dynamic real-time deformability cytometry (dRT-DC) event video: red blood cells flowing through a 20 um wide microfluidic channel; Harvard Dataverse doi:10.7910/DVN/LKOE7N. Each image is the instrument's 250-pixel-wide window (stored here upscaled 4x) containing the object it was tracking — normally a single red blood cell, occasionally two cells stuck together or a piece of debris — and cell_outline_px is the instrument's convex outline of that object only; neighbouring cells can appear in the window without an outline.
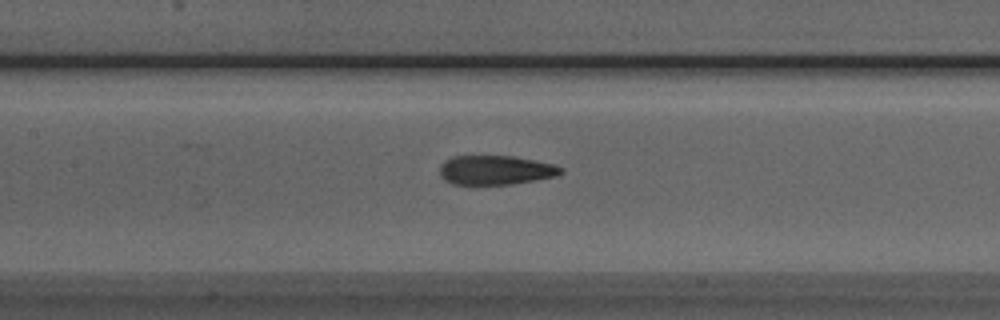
{"species": "Egyptian fruit bat (a non-hibernating species)", "species_latin": "Rousettus aegyptiacus", "temperature_condition": "room temperature", "stored_images_in_passage": 30, "camera_frame_rate_fps": 3000, "um_per_image_px": 0.085, "animal": {"sex": "male"}, "frame": {"image": 1, "passage_image": 13, "time_ms": 4.0, "image_size_px": [1000, 320], "cell_outline_px": [[564, 172], [556, 176], [536, 180], [512, 184], [452, 184], [444, 180], [440, 176], [440, 164], [444, 160], [452, 156], [512, 156], [552, 164], [564, 168]], "centroid_in_image_um": [42.1, 14.46], "position_along_channel_um": 165.3, "area_um2": 20.69}}
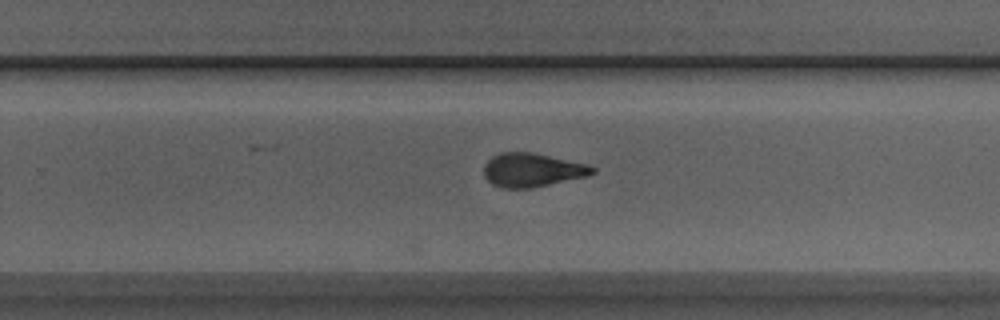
{"frame": {"image": 2, "passage_image": 22, "time_ms": 7.0, "image_size_px": [1000, 320], "cell_outline_px": [[596, 172], [588, 176], [532, 188], [504, 188], [492, 184], [484, 176], [484, 164], [492, 156], [500, 152], [532, 152], [588, 164], [596, 168]], "centroid_in_image_um": [45.24, 14.45], "position_along_channel_um": 284.6, "area_um2": 21.44}}
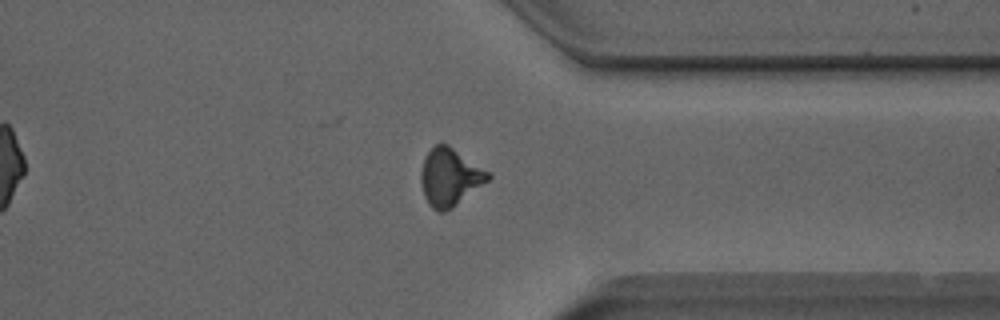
{"frame": {"image": 3, "passage_image": 29, "time_ms": 9.333, "image_size_px": [1000, 320], "cell_outline_px": [[492, 176], [488, 180], [452, 208], [444, 212], [440, 212], [432, 208], [428, 204], [424, 196], [420, 180], [420, 172], [424, 156], [436, 144], [448, 144], [492, 172]], "centroid_in_image_um": [38.24, 15.04], "position_along_channel_um": 373.2, "area_um2": 22.72}, "authors_computed_cell_mechanics": {"area_um2": 21.7617, "velocity_mm_per_s": 3.9947, "shape_relaxation_time_tau1_ms": 5.5565, "shape_relaxation_time_tau2_ms": 1.682, "deformation_change_tau1": 0.1956, "deformation_change_tau2": 0.1009}}